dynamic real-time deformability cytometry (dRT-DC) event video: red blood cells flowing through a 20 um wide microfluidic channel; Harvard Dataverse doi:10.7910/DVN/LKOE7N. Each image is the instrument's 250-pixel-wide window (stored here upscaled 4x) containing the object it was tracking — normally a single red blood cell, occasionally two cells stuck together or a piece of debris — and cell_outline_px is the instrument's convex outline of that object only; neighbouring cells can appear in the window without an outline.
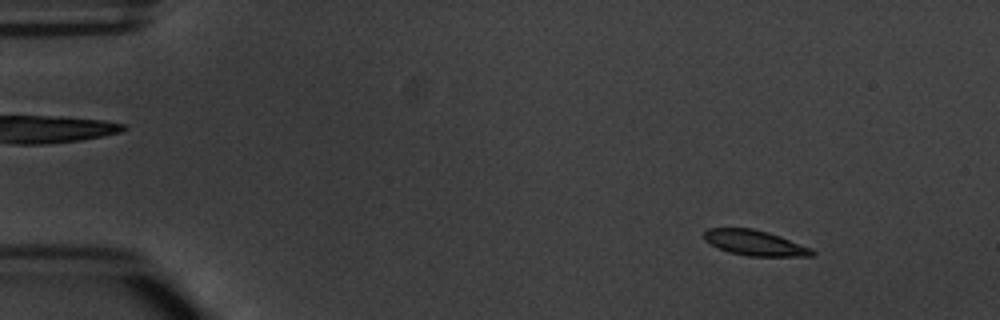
{"species": "common noctule bat (a hibernating species)", "species_latin": "Nyctalus noctula", "temperature_condition": "warm", "stored_images_in_passage": 5, "segment_of_instrument_passage": [1, 2], "camera_frame_rate_fps": 3000, "um_per_image_px": 0.085, "animal": {"sex": "male", "body_mass_g": 20.1, "forearm_length_mm": 53.5}, "frame": {"image": 1, "passage_image": 1, "time_ms": 0.0, "image_size_px": [1000, 320], "cell_outline_px": [[816, 252], [812, 256], [748, 256], [728, 252], [704, 240], [704, 232], [708, 228], [752, 228], [768, 232], [780, 236], [812, 248]], "centroid_in_image_um": [64.18, 20.64], "position_along_channel_um": 20.8, "area_um2": 15.9}}